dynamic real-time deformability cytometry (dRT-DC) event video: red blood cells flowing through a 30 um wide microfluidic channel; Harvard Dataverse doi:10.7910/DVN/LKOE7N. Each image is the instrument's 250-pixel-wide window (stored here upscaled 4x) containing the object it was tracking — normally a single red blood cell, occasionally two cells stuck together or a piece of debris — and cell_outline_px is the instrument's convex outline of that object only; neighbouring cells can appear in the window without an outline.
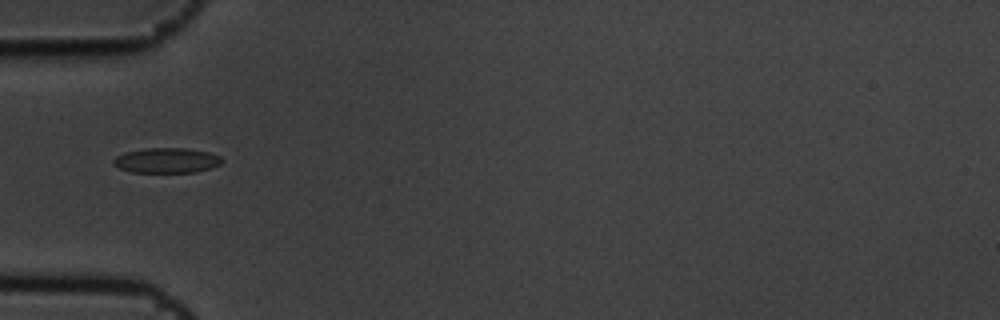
{"species": "common noctule bat (a hibernating species)", "species_latin": "Nyctalus noctula", "temperature_condition": "cold", "stored_images_in_passage": 11, "camera_frame_rate_fps": 3000, "um_per_image_px": 0.085, "animal": {"sex": "male", "body_mass_g": 19.5, "forearm_length_mm": 54.6}, "frame": {"image": 1, "passage_image": 1, "time_ms": 0.0, "image_size_px": [1000, 320], "cell_outline_px": [[224, 160], [220, 164], [212, 168], [196, 172], [132, 172], [120, 168], [112, 164], [112, 160], [116, 156], [124, 152], [144, 148], [188, 148], [208, 152], [220, 156]], "centroid_in_image_um": [14.16, 13.63], "position_along_channel_um": 70.8, "area_um2": 16.01}}
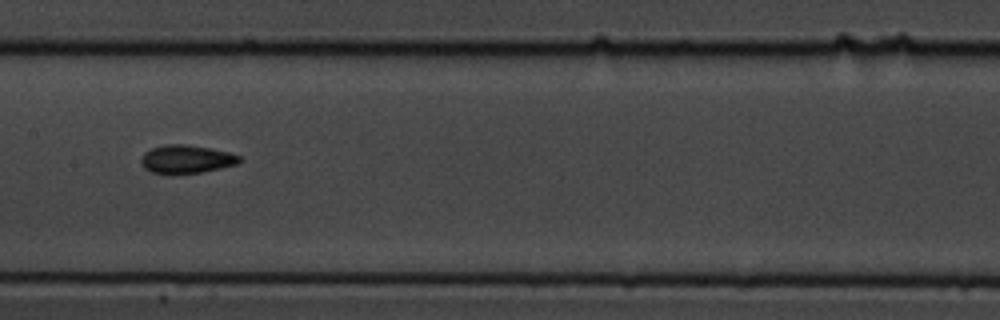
{"frame": {"image": 2, "passage_image": 4, "time_ms": 1.0, "image_size_px": [1000, 320], "cell_outline_px": [[240, 160], [236, 164], [220, 168], [200, 172], [152, 172], [144, 168], [140, 160], [144, 152], [152, 148], [164, 144], [184, 144], [212, 148], [228, 152], [240, 156]], "centroid_in_image_um": [15.83, 13.49], "position_along_channel_um": 191.6, "area_um2": 15.78}}
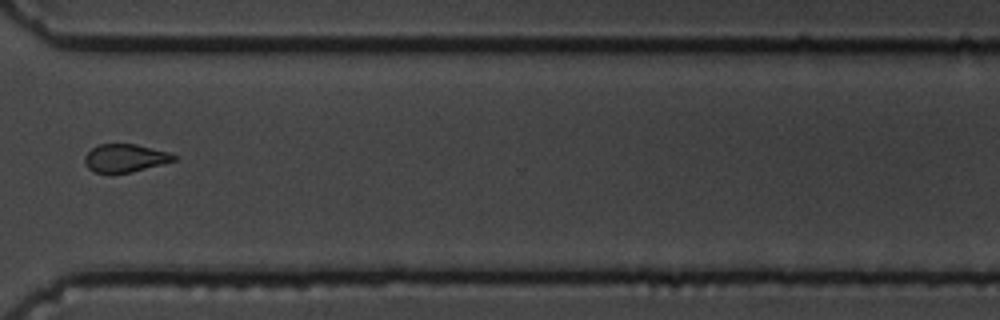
{"frame": {"image": 3, "passage_image": 8, "time_ms": 2.333, "image_size_px": [1000, 320], "cell_outline_px": [[176, 160], [132, 172], [92, 172], [84, 164], [84, 156], [92, 148], [100, 144], [136, 144], [172, 152], [176, 156]], "centroid_in_image_um": [10.64, 13.42], "position_along_channel_um": 360.0, "area_um2": 14.57}}